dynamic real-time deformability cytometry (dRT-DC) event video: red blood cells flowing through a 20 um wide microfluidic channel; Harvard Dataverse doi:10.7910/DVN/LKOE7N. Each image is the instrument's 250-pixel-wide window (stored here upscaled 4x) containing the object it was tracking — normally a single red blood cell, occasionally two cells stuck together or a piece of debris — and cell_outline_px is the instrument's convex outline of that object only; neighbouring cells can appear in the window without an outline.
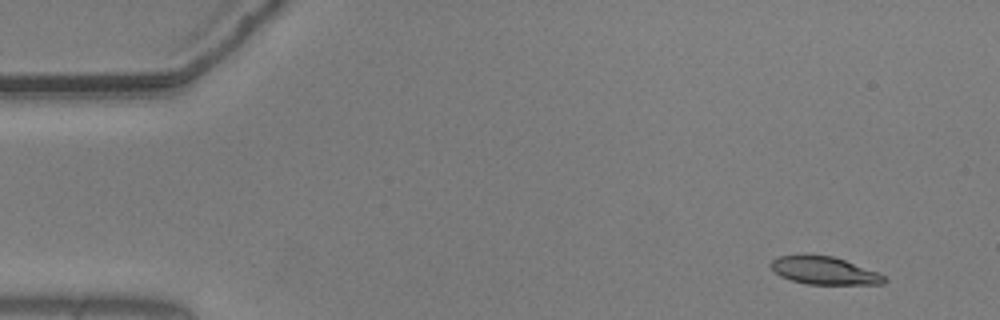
{"species": "common noctule bat (a hibernating species)", "species_latin": "Nyctalus noctula", "temperature_condition": "warm", "stored_images_in_passage": 12, "camera_frame_rate_fps": 3000, "um_per_image_px": 0.085, "animal": {"sex": "male", "body_mass_g": 20.5, "forearm_length_mm": 52.5}, "frame": {"image": 1, "passage_image": 1, "time_ms": 0.0, "image_size_px": [1000, 320], "cell_outline_px": [[888, 280], [884, 284], [808, 284], [792, 280], [780, 276], [768, 264], [772, 260], [780, 256], [832, 256], [880, 272]], "centroid_in_image_um": [70.12, 23.02], "position_along_channel_um": 14.9, "area_um2": 18.03}}
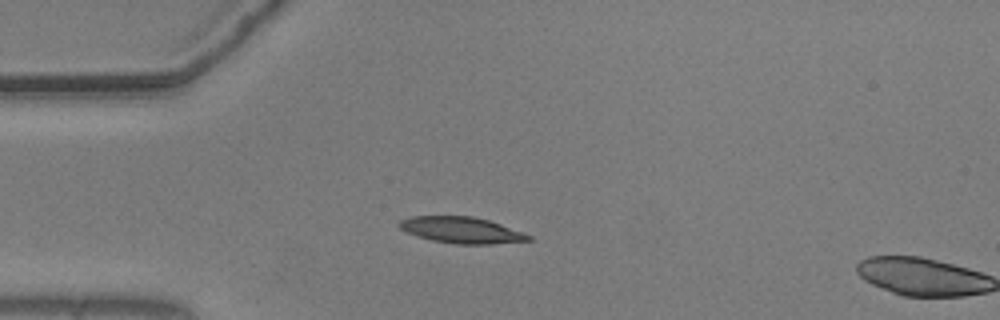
{"frame": {"image": 2, "passage_image": 11, "time_ms": 3.333, "image_size_px": [1000, 320], "cell_outline_px": [[532, 240], [492, 244], [456, 244], [432, 240], [416, 236], [400, 228], [396, 224], [400, 220], [412, 216], [472, 216], [488, 220], [524, 232], [532, 236]], "centroid_in_image_um": [39.23, 19.56], "position_along_channel_um": 45.8, "area_um2": 19.77}}